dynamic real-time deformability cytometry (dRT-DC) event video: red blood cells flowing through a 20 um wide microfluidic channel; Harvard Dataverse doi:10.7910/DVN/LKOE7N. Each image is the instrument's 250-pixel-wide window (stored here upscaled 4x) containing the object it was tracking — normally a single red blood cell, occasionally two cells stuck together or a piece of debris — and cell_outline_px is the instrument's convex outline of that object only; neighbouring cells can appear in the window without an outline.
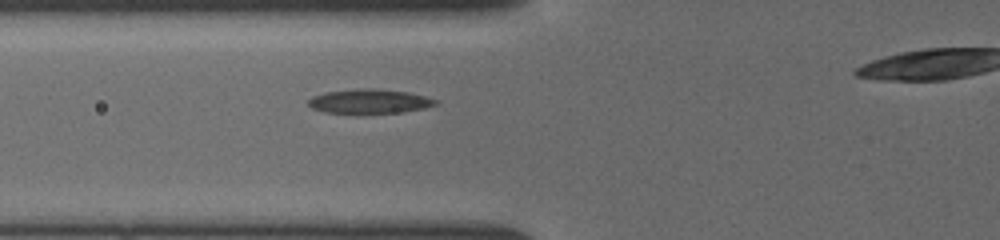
{"species": "common noctule bat (a hibernating species)", "species_latin": "Nyctalus noctula", "temperature_condition": "cold", "stored_images_in_passage": 14, "camera_frame_rate_fps": 3000, "um_per_image_px": 0.085, "animal": {"sex": "female", "body_mass_g": 19.5, "forearm_length_mm": 54.1}, "frame": {"image": 1, "passage_image": 10, "time_ms": 4.333, "image_size_px": [1000, 240], "cell_outline_px": [[440, 100], [436, 104], [424, 108], [400, 112], [328, 112], [312, 108], [308, 104], [308, 100], [312, 96], [328, 92], [360, 88], [372, 88], [408, 92]], "centroid_in_image_um": [31.43, 8.59], "position_along_channel_um": 94.4, "area_um2": 17.51}}
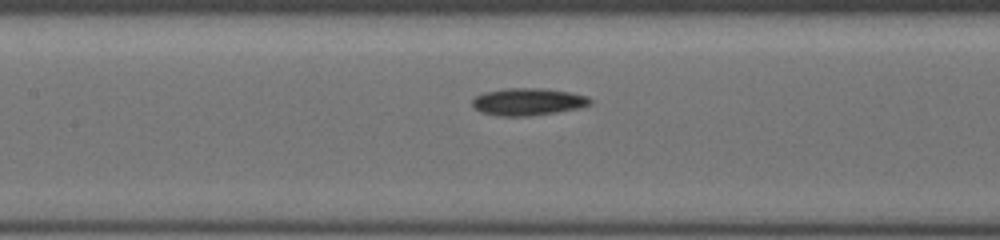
{"frame": {"image": 2, "passage_image": 14, "time_ms": 6.0, "image_size_px": [1000, 240], "cell_outline_px": [[592, 104], [580, 108], [528, 116], [500, 116], [480, 112], [472, 104], [472, 100], [476, 96], [484, 92], [504, 88], [544, 88], [568, 92], [588, 96], [592, 100]], "centroid_in_image_um": [44.88, 8.64], "position_along_channel_um": 162.5, "area_um2": 18.73}}